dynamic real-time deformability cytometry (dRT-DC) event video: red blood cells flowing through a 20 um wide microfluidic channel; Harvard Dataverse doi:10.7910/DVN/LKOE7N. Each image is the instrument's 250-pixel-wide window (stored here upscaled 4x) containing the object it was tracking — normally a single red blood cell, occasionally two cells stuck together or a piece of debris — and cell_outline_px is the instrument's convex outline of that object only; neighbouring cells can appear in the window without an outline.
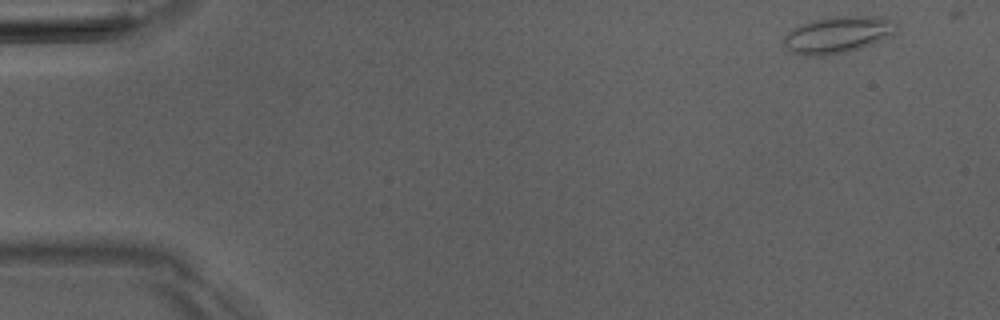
{"species": "Egyptian fruit bat (a non-hibernating species)", "species_latin": "Rousettus aegyptiacus", "temperature_condition": "room temperature", "stored_images_in_passage": 3, "camera_frame_rate_fps": 3000, "um_per_image_px": 0.085, "animal": {"sex": "male"}, "frame": {"image": 1, "passage_image": 1, "time_ms": 0.0, "image_size_px": [1000, 320], "cell_outline_px": [[896, 32], [872, 44], [860, 48], [844, 52], [824, 56], [804, 56], [792, 52], [784, 44], [784, 36], [792, 28], [800, 24], [812, 20], [832, 16], [888, 16], [896, 20]], "centroid_in_image_um": [71.23, 2.93], "position_along_channel_um": 13.8, "area_um2": 24.33}}